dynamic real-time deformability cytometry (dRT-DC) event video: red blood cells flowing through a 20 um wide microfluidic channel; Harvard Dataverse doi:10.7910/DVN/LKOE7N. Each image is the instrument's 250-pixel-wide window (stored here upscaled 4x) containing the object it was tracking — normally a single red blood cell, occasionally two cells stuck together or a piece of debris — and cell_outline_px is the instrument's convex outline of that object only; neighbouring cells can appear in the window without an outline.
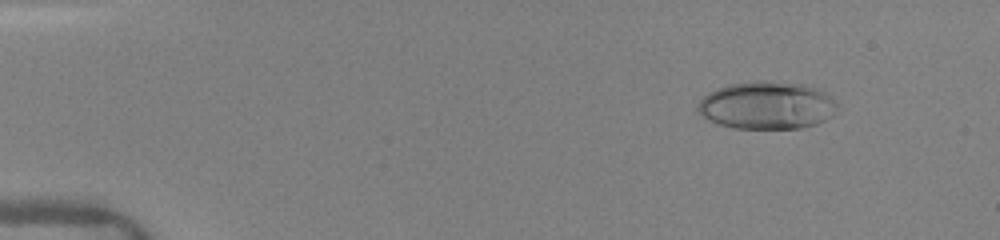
{"species": "human", "species_latin": "Homo sapiens", "temperature_condition": "warm", "stored_images_in_passage": 16, "camera_frame_rate_fps": 3000, "um_per_image_px": 0.085, "donor": {"sex": "female"}, "frame": {"image": 1, "passage_image": 3, "time_ms": 0.333, "image_size_px": [1000, 240], "cell_outline_px": [[836, 104], [832, 116], [816, 124], [800, 128], [732, 128], [720, 124], [704, 116], [696, 108], [700, 100], [708, 92], [716, 88], [732, 84], [764, 80], [804, 84], [816, 88], [824, 92]], "centroid_in_image_um": [65.17, 8.95], "position_along_channel_um": 19.8, "area_um2": 38.26}}